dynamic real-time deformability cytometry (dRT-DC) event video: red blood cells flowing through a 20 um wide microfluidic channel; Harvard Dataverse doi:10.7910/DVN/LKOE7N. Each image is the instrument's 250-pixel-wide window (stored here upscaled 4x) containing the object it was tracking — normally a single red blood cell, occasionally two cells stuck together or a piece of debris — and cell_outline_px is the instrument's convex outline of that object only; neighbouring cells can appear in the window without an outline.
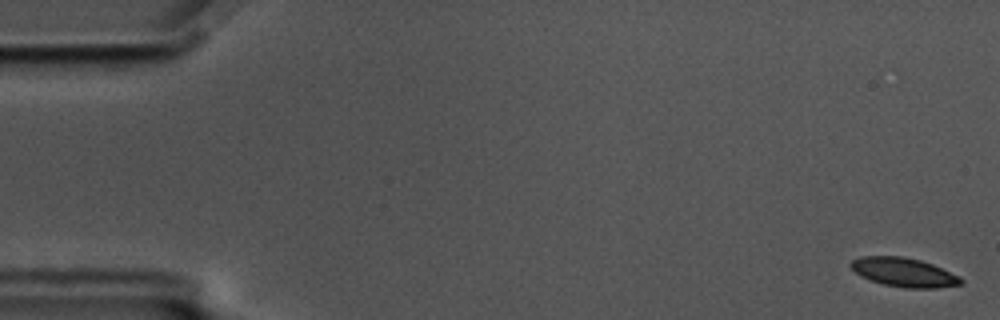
{"species": "common noctule bat (a hibernating species)", "species_latin": "Nyctalus noctula", "temperature_condition": "cold", "stored_images_in_passage": 59, "camera_frame_rate_fps": 3000, "um_per_image_px": 0.085, "animal": {"sex": "male", "body_mass_g": 17.5, "forearm_length_mm": 52.3}, "frame": {"image": 1, "passage_image": 2, "time_ms": 0.333, "image_size_px": [1000, 320], "cell_outline_px": [[964, 280], [960, 284], [936, 288], [904, 288], [884, 284], [860, 276], [848, 264], [852, 260], [860, 256], [904, 256], [920, 260], [932, 264], [960, 276]], "centroid_in_image_um": [76.82, 23.14], "position_along_channel_um": 8.2, "area_um2": 18.55}}
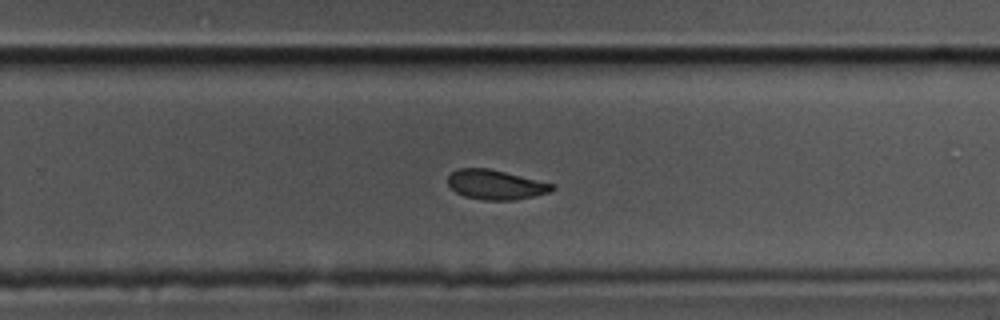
{"frame": {"image": 2, "passage_image": 38, "time_ms": 12.333, "image_size_px": [1000, 320], "cell_outline_px": [[556, 188], [548, 192], [516, 200], [484, 200], [464, 196], [456, 192], [448, 184], [448, 176], [452, 172], [460, 168], [488, 168], [556, 184]], "centroid_in_image_um": [42.14, 15.7], "position_along_channel_um": 287.7, "area_um2": 17.92}}
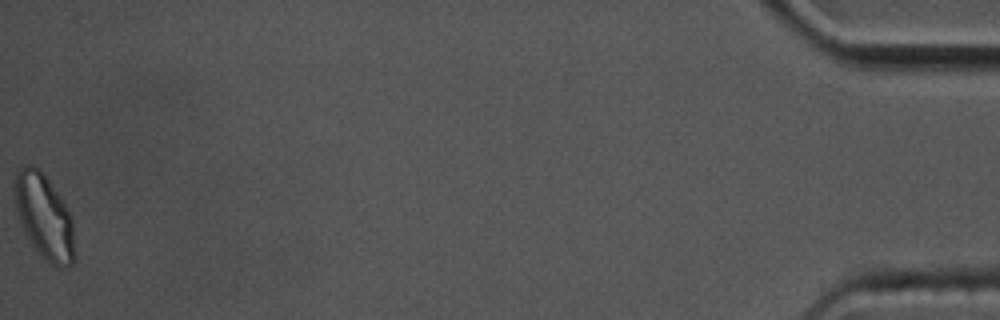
{"frame": {"image": 3, "passage_image": 59, "time_ms": 19.333, "image_size_px": [1000, 320], "cell_outline_px": [[76, 260], [72, 264], [64, 268], [56, 268], [36, 248], [24, 232], [16, 208], [12, 184], [16, 172], [24, 164], [32, 164], [48, 180], [60, 196], [72, 216], [76, 256]], "centroid_in_image_um": [3.77, 18.41], "position_along_channel_um": 431.4, "area_um2": 29.71}, "authors_computed_cell_mechanics": {"area_um2": 19.074, "velocity_mm_per_s": 3.4797, "shape_relaxation_time_tau1_ms": 2.9632, "shape_relaxation_time_tau2_ms": 3.2067, "deformation_change_tau1": 0.1094, "deformation_change_tau2": 0.0854}}